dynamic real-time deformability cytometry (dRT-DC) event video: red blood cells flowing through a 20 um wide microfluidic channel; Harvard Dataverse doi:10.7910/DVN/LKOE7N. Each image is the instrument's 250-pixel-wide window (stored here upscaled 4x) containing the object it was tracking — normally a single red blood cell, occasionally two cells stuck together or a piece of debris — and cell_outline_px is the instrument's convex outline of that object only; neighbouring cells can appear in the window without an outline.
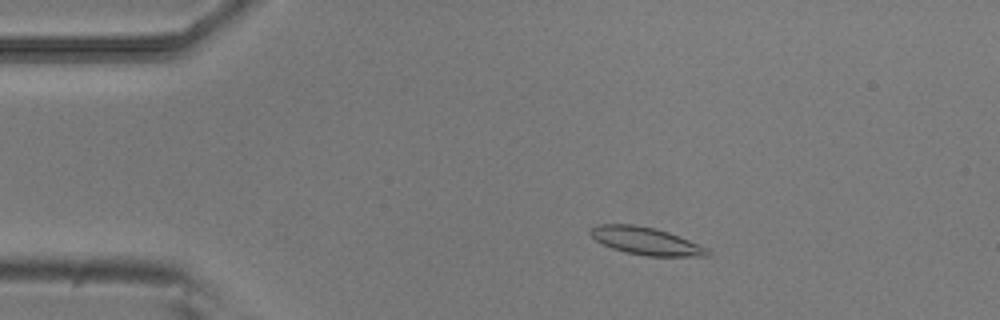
{"species": "common noctule bat (a hibernating species)", "species_latin": "Nyctalus noctula", "temperature_condition": "room temperature", "stored_images_in_passage": 44, "camera_frame_rate_fps": 3000, "um_per_image_px": 0.085, "animal": {"sex": "male", "body_mass_g": 20.5, "forearm_length_mm": 52.5}, "frame": {"image": 1, "passage_image": 9, "time_ms": 2.667, "image_size_px": [1000, 320], "cell_outline_px": [[712, 256], [648, 256], [624, 252], [612, 248], [596, 240], [588, 232], [592, 228], [600, 224], [632, 224], [656, 228], [668, 232], [708, 248], [712, 252]], "centroid_in_image_um": [54.93, 20.49], "position_along_channel_um": 30.1, "area_um2": 18.73}}
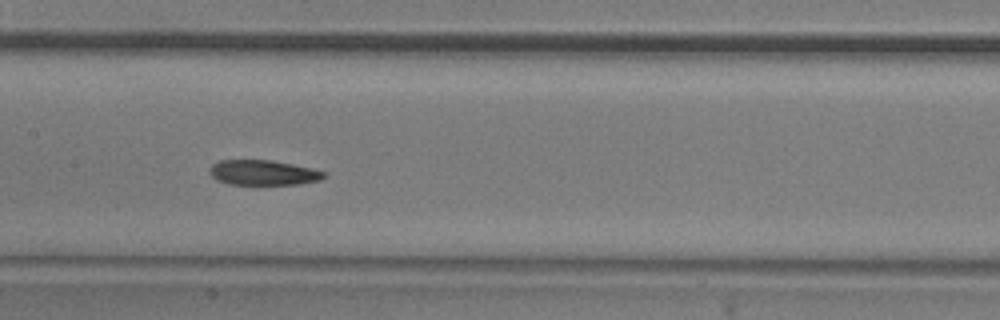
{"frame": {"image": 2, "passage_image": 25, "time_ms": 8.0, "image_size_px": [1000, 320], "cell_outline_px": [[324, 176], [320, 180], [300, 184], [228, 184], [216, 180], [208, 172], [208, 168], [212, 164], [220, 160], [268, 160], [292, 164], [312, 168], [324, 172]], "centroid_in_image_um": [22.31, 14.67], "position_along_channel_um": 185.1, "area_um2": 16.65}}
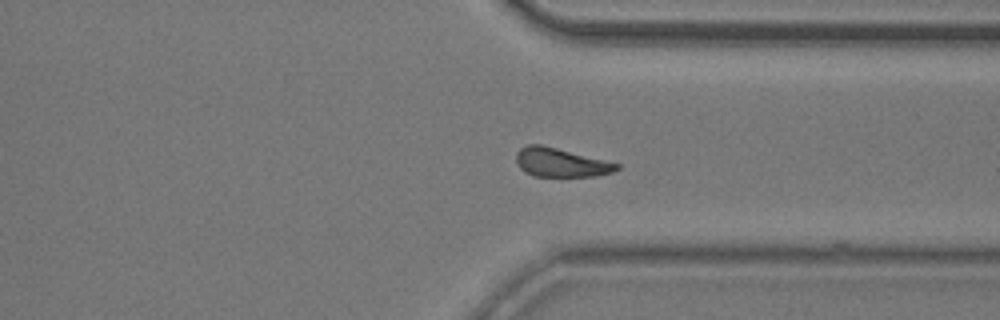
{"frame": {"image": 3, "passage_image": 39, "time_ms": 12.667, "image_size_px": [1000, 320], "cell_outline_px": [[620, 168], [612, 172], [596, 176], [532, 176], [524, 172], [520, 168], [516, 160], [516, 152], [520, 148], [528, 144], [540, 144], [620, 164]], "centroid_in_image_um": [47.63, 13.82], "position_along_channel_um": 363.8, "area_um2": 16.76}}